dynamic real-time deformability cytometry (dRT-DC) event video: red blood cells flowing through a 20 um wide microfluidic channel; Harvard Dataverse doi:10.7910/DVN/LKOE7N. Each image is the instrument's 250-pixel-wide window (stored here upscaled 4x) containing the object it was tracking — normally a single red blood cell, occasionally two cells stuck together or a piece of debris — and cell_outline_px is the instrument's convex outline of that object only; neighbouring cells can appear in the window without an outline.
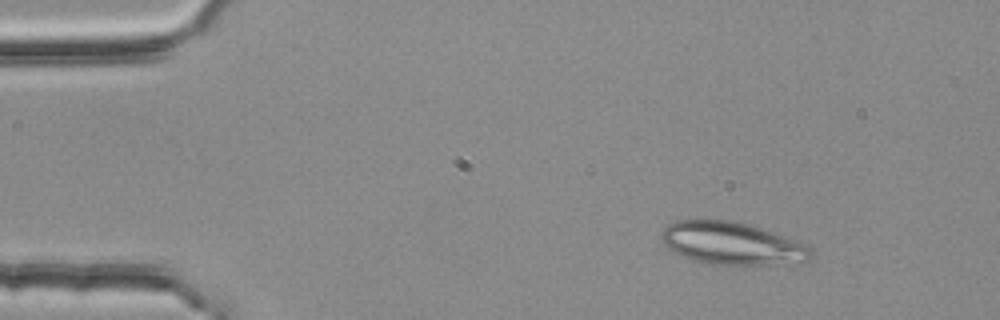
{"species": "common noctule bat (a hibernating species)", "species_latin": "Nyctalus noctula", "temperature_condition": "room temperature", "stored_images_in_passage": 3, "camera_frame_rate_fps": 3000, "um_per_image_px": 0.085, "animal": {"sex": "female", "body_mass_g": 25.1}, "frame": {"image": 1, "passage_image": 2, "time_ms": 0.333, "image_size_px": [1000, 320], "cell_outline_px": [[816, 256], [808, 260], [764, 264], [712, 264], [692, 260], [668, 248], [660, 240], [660, 232], [668, 224], [680, 220], [732, 220], [748, 224], [800, 240], [812, 248]], "centroid_in_image_um": [62.24, 20.67], "position_along_channel_um": 22.8, "area_um2": 37.05}}